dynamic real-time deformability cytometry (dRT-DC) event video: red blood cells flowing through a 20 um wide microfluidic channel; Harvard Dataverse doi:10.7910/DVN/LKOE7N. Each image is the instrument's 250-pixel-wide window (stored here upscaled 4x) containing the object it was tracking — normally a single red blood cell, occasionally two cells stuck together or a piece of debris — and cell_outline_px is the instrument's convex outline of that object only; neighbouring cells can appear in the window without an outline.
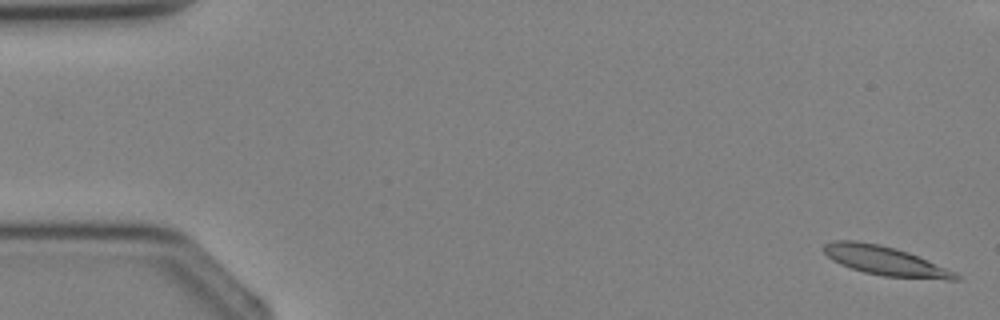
{"species": "Egyptian fruit bat (a non-hibernating species)", "species_latin": "Rousettus aegyptiacus", "temperature_condition": "cold", "stored_images_in_passage": 4, "camera_frame_rate_fps": 3000, "um_per_image_px": 0.085, "animal": {"sex": "female"}, "frame": {"image": 1, "passage_image": 1, "time_ms": 0.0, "image_size_px": [1000, 320], "cell_outline_px": [[960, 280], [948, 280], [884, 276], [864, 272], [840, 264], [832, 260], [824, 252], [824, 244], [832, 240], [856, 240], [880, 244], [896, 248], [908, 252], [956, 272], [960, 276]], "centroid_in_image_um": [75.24, 22.16], "position_along_channel_um": 9.8, "area_um2": 22.37}}